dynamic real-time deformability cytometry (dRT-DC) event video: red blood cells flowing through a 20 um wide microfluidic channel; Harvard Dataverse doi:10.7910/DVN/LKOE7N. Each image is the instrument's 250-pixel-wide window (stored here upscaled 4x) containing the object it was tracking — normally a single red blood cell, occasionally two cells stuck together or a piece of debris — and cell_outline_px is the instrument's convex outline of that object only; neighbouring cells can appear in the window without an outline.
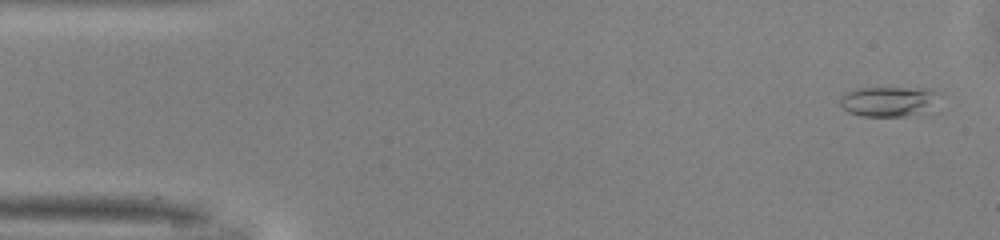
{"species": "common noctule bat (a hibernating species)", "species_latin": "Nyctalus noctula", "temperature_condition": "warm", "stored_images_in_passage": 49, "camera_frame_rate_fps": 3000, "um_per_image_px": 0.085, "animal": {"sex": "male", "body_mass_g": 13.0, "forearm_length_mm": 53.1}, "frame": {"image": 1, "passage_image": 2, "time_ms": 0.333, "image_size_px": [1000, 240], "cell_outline_px": [[940, 92], [916, 112], [908, 116], [864, 116], [848, 112], [840, 104], [840, 96], [844, 92], [856, 88], [932, 88]], "centroid_in_image_um": [75.33, 8.58], "position_along_channel_um": 9.7, "area_um2": 16.53}}
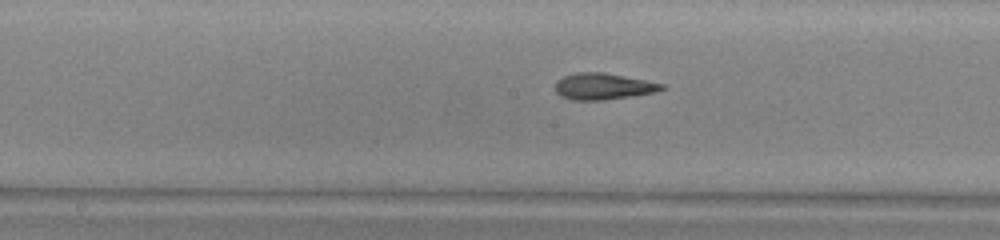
{"frame": {"image": 2, "passage_image": 24, "time_ms": 7.667, "image_size_px": [1000, 240], "cell_outline_px": [[668, 88], [656, 92], [632, 96], [600, 100], [572, 100], [560, 96], [556, 92], [556, 80], [564, 76], [576, 72], [604, 72], [664, 84]], "centroid_in_image_um": [51.27, 7.34], "position_along_channel_um": 196.9, "area_um2": 16.42}}
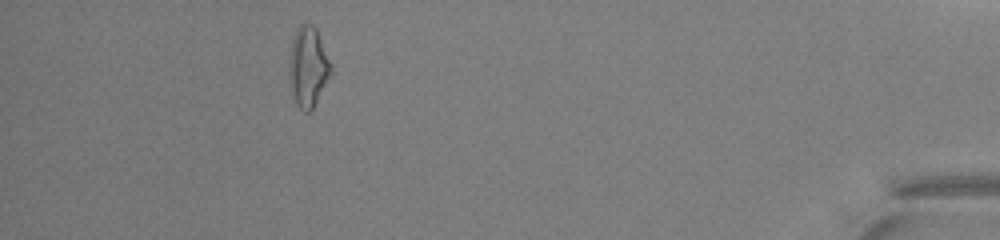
{"frame": {"image": 3, "passage_image": 44, "time_ms": 14.333, "image_size_px": [1000, 240], "cell_outline_px": [[332, 72], [312, 108], [308, 112], [304, 112], [296, 104], [292, 96], [288, 76], [288, 72], [292, 40], [296, 28], [300, 24], [312, 24], [316, 28], [332, 64]], "centroid_in_image_um": [26.17, 5.66], "position_along_channel_um": 409.0, "area_um2": 19.54}, "authors_computed_cell_mechanics": {"area_um2": 16.4152, "velocity_mm_per_s": 4.1653, "shape_relaxation_time_tau1_ms": null, "shape_relaxation_time_tau2_ms": 2.1988, "deformation_change_tau1": null, "deformation_change_tau2": 0.1253}}